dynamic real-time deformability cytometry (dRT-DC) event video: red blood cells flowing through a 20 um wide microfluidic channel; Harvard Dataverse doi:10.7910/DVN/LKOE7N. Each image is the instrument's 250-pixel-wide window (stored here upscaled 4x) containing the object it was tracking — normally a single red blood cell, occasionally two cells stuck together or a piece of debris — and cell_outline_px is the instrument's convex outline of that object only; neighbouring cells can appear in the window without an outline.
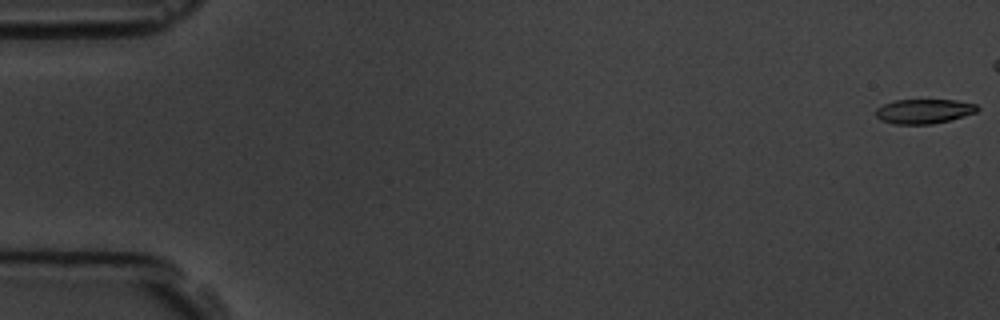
{"species": "common noctule bat (a hibernating species)", "species_latin": "Nyctalus noctula", "temperature_condition": "room temperature", "stored_images_in_passage": 6, "camera_frame_rate_fps": 3000, "um_per_image_px": 0.085, "animal": {"sex": "male", "body_mass_g": 19.5, "forearm_length_mm": 54.6}, "frame": {"image": 1, "passage_image": 1, "time_ms": 0.0, "image_size_px": [1000, 320], "cell_outline_px": [[980, 108], [976, 112], [964, 116], [932, 124], [892, 124], [880, 120], [876, 116], [876, 108], [884, 104], [896, 100], [956, 100], [976, 104]], "centroid_in_image_um": [78.52, 9.46], "position_along_channel_um": 6.5, "area_um2": 14.51}}